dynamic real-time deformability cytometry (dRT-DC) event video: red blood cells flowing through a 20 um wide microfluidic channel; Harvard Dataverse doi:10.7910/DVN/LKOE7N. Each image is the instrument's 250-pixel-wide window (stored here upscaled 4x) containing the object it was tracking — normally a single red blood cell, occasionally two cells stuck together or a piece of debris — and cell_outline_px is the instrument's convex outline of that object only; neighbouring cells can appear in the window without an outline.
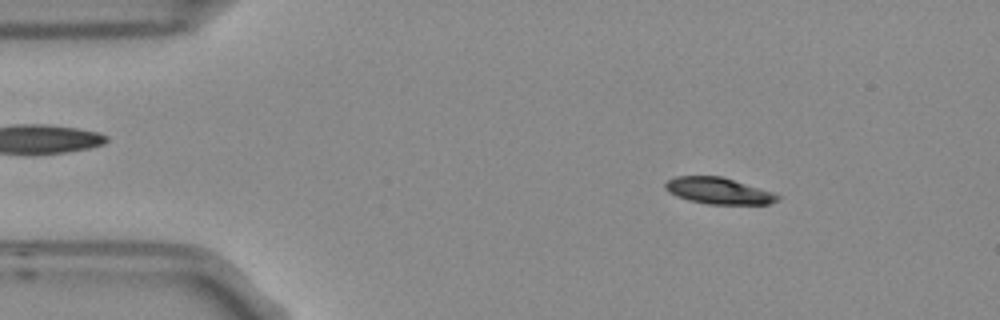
{"species": "Egyptian fruit bat (a non-hibernating species)", "species_latin": "Rousettus aegyptiacus", "temperature_condition": "room temperature", "stored_images_in_passage": 5, "segment_of_instrument_passage": [1, 2], "camera_frame_rate_fps": 3000, "um_per_image_px": 0.085, "frame": {"image": 1, "passage_image": 2, "time_ms": 0.333, "image_size_px": [1000, 320], "cell_outline_px": [[780, 200], [768, 204], [708, 204], [688, 200], [676, 196], [668, 192], [664, 188], [664, 184], [668, 180], [676, 176], [720, 176], [772, 192], [780, 196]], "centroid_in_image_um": [61.04, 16.22], "position_along_channel_um": 24.0, "area_um2": 17.17}}